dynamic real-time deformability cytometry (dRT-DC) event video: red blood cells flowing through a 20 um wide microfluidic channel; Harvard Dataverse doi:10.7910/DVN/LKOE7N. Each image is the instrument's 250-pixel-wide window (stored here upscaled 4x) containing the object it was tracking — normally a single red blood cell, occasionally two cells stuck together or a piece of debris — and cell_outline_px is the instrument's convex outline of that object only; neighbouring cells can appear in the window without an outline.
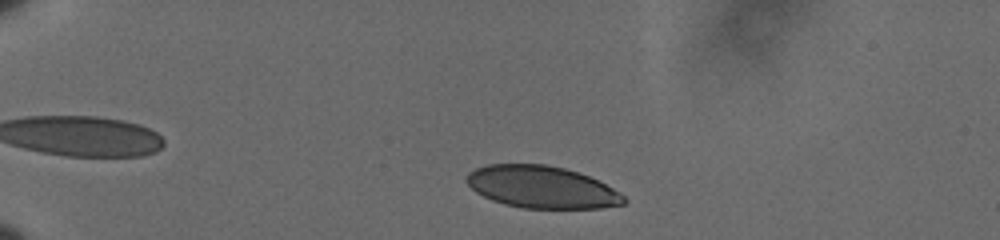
{"species": "human", "species_latin": "Homo sapiens", "temperature_condition": "cold", "stored_images_in_passage": 47, "camera_frame_rate_fps": 3000, "um_per_image_px": 0.085, "donor": {"sex": "male"}, "frame": {"image": 1, "passage_image": 4, "time_ms": 1.0, "image_size_px": [1000, 240], "cell_outline_px": [[628, 200], [624, 204], [600, 208], [520, 208], [504, 204], [492, 200], [476, 192], [464, 180], [468, 172], [476, 168], [488, 164], [544, 164], [564, 168], [588, 176], [620, 192]], "centroid_in_image_um": [46.02, 15.9], "position_along_channel_um": 39.0, "area_um2": 38.55}}
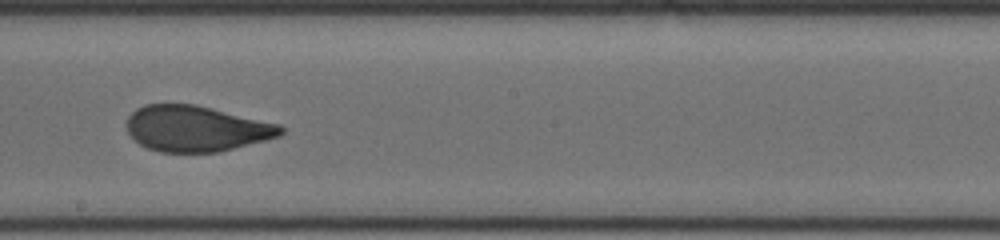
{"frame": {"image": 2, "passage_image": 26, "time_ms": 8.333, "image_size_px": [1000, 240], "cell_outline_px": [[284, 132], [280, 136], [220, 152], [160, 152], [148, 148], [140, 144], [128, 132], [124, 124], [128, 116], [136, 108], [144, 104], [196, 104], [280, 124], [284, 128]], "centroid_in_image_um": [16.66, 10.92], "position_along_channel_um": 231.5, "area_um2": 41.33}}
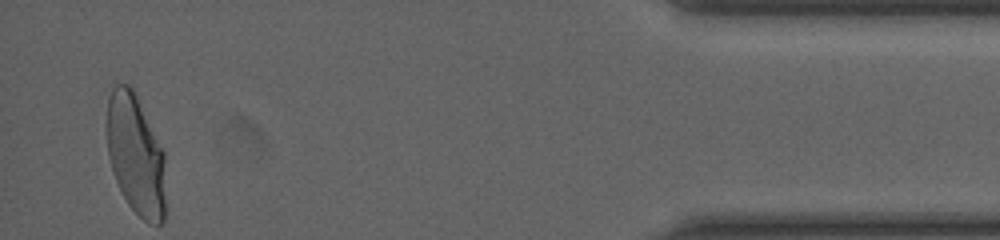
{"frame": {"image": 3, "passage_image": 47, "time_ms": 15.333, "image_size_px": [1000, 240], "cell_outline_px": [[164, 220], [160, 224], [148, 224], [128, 204], [120, 192], [112, 172], [108, 156], [104, 128], [104, 124], [108, 96], [112, 88], [116, 84], [128, 84], [132, 88], [164, 152]], "centroid_in_image_um": [11.47, 13.14], "position_along_channel_um": 423.7, "area_um2": 41.73}, "authors_computed_cell_mechanics": {"area_um2": 41.6738, "velocity_mm_per_s": 3.5923, "shape_relaxation_time_tau1_ms": 7.4349, "shape_relaxation_time_tau2_ms": null, "deformation_change_tau1": 0.217, "deformation_change_tau2": null}}